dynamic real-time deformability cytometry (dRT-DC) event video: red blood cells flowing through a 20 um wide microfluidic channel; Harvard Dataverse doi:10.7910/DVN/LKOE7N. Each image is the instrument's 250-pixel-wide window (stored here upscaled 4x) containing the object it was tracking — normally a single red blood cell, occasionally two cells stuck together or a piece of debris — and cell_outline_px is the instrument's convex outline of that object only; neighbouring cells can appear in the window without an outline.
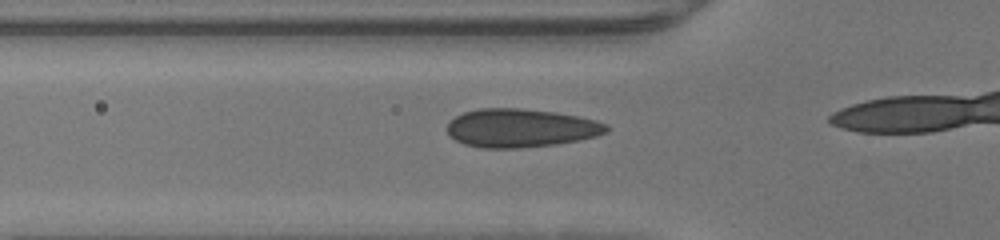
{"species": "human", "species_latin": "Homo sapiens", "temperature_condition": "warm", "stored_images_in_passage": 12, "camera_frame_rate_fps": 3000, "um_per_image_px": 0.085, "donor": {"sex": "male"}, "frame": {"image": 1, "passage_image": 10, "time_ms": 3.0, "image_size_px": [1000, 240], "cell_outline_px": [[608, 132], [596, 136], [580, 140], [556, 144], [520, 148], [480, 148], [464, 144], [456, 140], [448, 132], [448, 124], [456, 116], [464, 112], [480, 108], [520, 108], [556, 112], [596, 120], [608, 124]], "centroid_in_image_um": [44.29, 10.88], "position_along_channel_um": 81.5, "area_um2": 35.72}}